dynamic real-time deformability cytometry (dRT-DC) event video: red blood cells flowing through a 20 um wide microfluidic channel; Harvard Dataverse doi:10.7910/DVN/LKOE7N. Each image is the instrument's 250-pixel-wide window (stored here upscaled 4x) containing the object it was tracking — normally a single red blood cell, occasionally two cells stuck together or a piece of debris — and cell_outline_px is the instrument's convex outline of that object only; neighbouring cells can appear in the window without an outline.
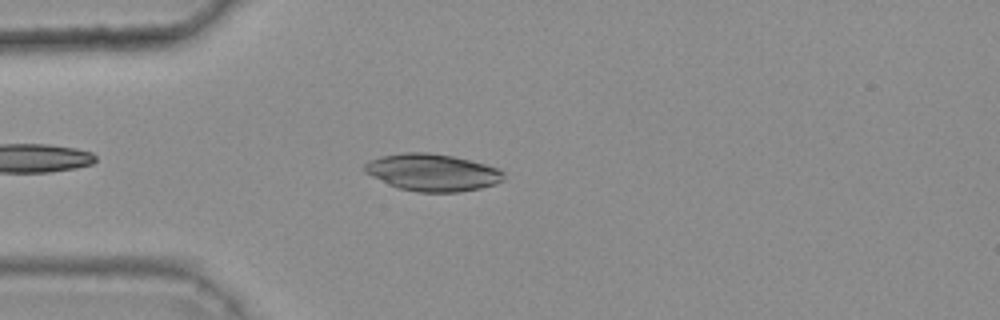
{"species": "common noctule bat (a hibernating species)", "species_latin": "Nyctalus noctula", "temperature_condition": "warm", "stored_images_in_passage": 32, "camera_frame_rate_fps": 3000, "um_per_image_px": 0.085, "animal": {"sex": "female", "body_mass_g": 25.1}, "frame": {"image": 1, "passage_image": 3, "time_ms": 0.667, "image_size_px": [1000, 320], "cell_outline_px": [[504, 180], [496, 184], [480, 188], [456, 192], [420, 192], [400, 188], [388, 184], [364, 172], [364, 164], [368, 160], [380, 156], [404, 152], [428, 152], [452, 156], [500, 168], [504, 172]], "centroid_in_image_um": [36.75, 14.65], "position_along_channel_um": 48.2, "area_um2": 30.11}}
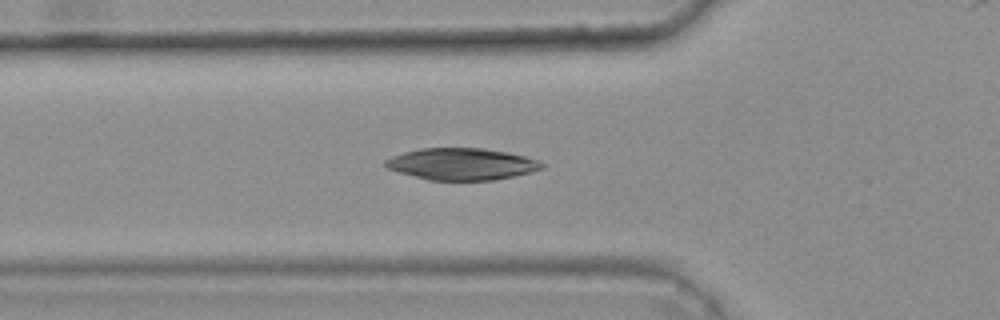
{"frame": {"image": 2, "passage_image": 7, "time_ms": 2.0, "image_size_px": [1000, 320], "cell_outline_px": [[544, 168], [532, 172], [496, 180], [428, 180], [400, 172], [388, 168], [384, 164], [384, 160], [392, 156], [404, 152], [420, 148], [484, 148], [508, 152], [540, 160], [544, 164]], "centroid_in_image_um": [39.28, 13.94], "position_along_channel_um": 86.5, "area_um2": 29.07}}
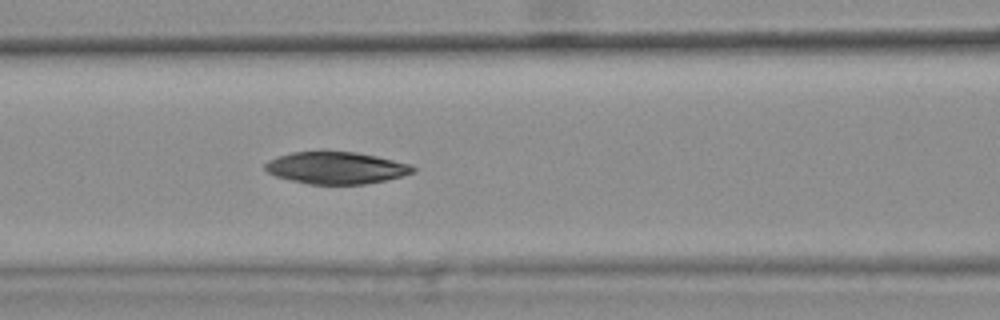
{"frame": {"image": 3, "passage_image": 11, "time_ms": 3.333, "image_size_px": [1000, 320], "cell_outline_px": [[416, 168], [412, 172], [400, 176], [384, 180], [364, 184], [308, 184], [276, 176], [268, 172], [264, 168], [264, 164], [268, 160], [276, 156], [292, 152], [356, 152], [376, 156], [412, 164]], "centroid_in_image_um": [28.54, 14.26], "position_along_channel_um": 138.1, "area_um2": 27.34}, "authors_computed_cell_mechanics": {"area_um2": 28.9578, "velocity_mm_per_s": 3.8212, "shape_relaxation_time_tau1_ms": 7.3198, "shape_relaxation_time_tau2_ms": null, "deformation_change_tau1": 0.1123, "deformation_change_tau2": null}}